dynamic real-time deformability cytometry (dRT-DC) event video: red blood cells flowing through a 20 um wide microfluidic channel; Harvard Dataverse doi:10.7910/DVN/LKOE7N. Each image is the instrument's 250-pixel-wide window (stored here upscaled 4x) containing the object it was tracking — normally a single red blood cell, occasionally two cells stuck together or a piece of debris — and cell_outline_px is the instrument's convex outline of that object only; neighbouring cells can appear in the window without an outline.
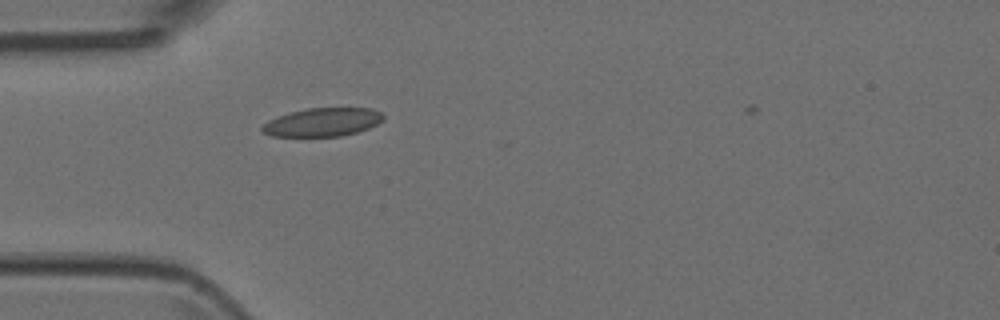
{"species": "Egyptian fruit bat (a non-hibernating species)", "species_latin": "Rousettus aegyptiacus", "temperature_condition": "room temperature", "stored_images_in_passage": 1, "camera_frame_rate_fps": 3000, "um_per_image_px": 0.085, "animal": {"sex": "female"}, "frame": {"image": 1, "passage_image": 1, "time_ms": 0.0, "image_size_px": [1000, 320], "cell_outline_px": [[384, 120], [368, 128], [356, 132], [340, 136], [272, 136], [264, 132], [260, 128], [268, 120], [292, 112], [308, 108], [368, 108], [380, 112], [384, 116]], "centroid_in_image_um": [27.43, 10.38], "position_along_channel_um": 57.6, "area_um2": 19.77}}